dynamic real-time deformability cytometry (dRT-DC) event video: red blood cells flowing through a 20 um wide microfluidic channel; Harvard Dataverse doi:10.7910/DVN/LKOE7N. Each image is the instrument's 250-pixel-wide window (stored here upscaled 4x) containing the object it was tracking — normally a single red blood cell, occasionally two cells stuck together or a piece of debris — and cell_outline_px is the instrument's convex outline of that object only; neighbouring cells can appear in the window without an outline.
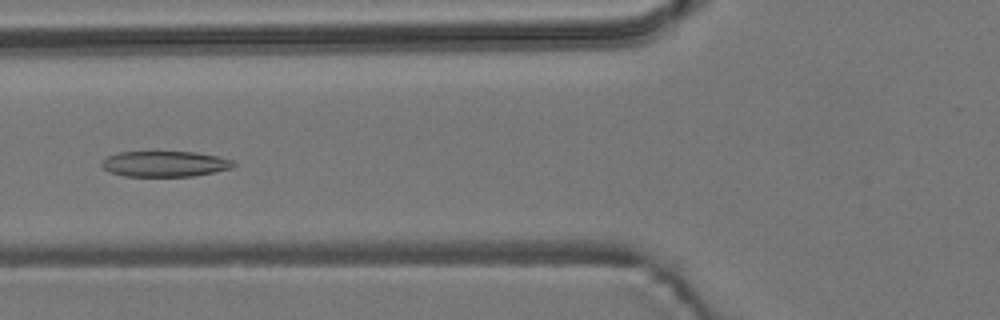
{"species": "common noctule bat (a hibernating species)", "species_latin": "Nyctalus noctula", "temperature_condition": "room temperature", "stored_images_in_passage": 54, "camera_frame_rate_fps": 3000, "um_per_image_px": 0.085, "animal": {"sex": "male", "body_mass_g": 19.2, "forearm_length_mm": 51.8}, "frame": {"image": 1, "passage_image": 20, "time_ms": 6.333, "image_size_px": [1000, 320], "cell_outline_px": [[236, 164], [228, 168], [212, 172], [192, 176], [124, 176], [108, 172], [100, 164], [100, 160], [108, 156], [120, 152], [196, 152], [216, 156], [232, 160]], "centroid_in_image_um": [13.93, 13.93], "position_along_channel_um": 111.9, "area_um2": 19.54}}
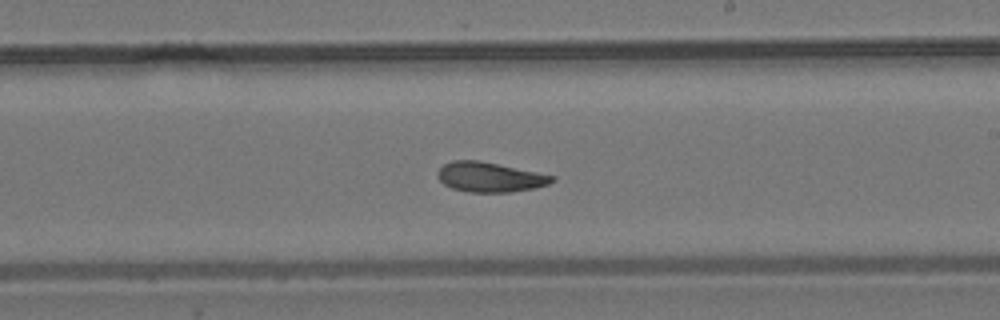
{"frame": {"image": 2, "passage_image": 31, "time_ms": 10.0, "image_size_px": [1000, 320], "cell_outline_px": [[556, 180], [548, 184], [532, 188], [512, 192], [468, 192], [452, 188], [444, 184], [436, 176], [436, 172], [444, 164], [452, 160], [480, 160], [556, 176]], "centroid_in_image_um": [41.62, 15.04], "position_along_channel_um": 247.4, "area_um2": 19.94}}
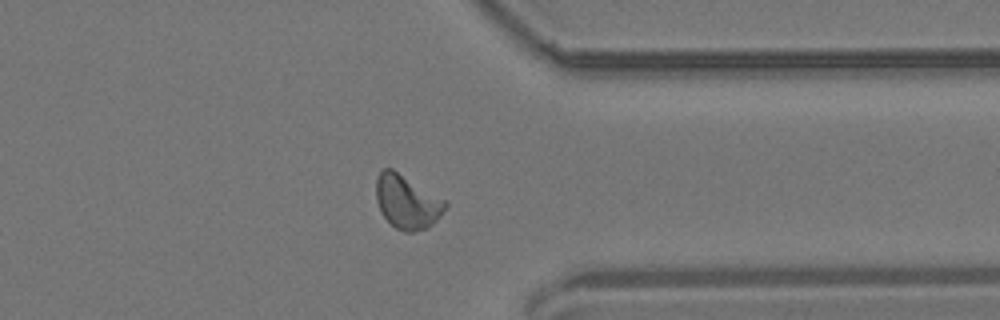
{"frame": {"image": 3, "passage_image": 42, "time_ms": 13.667, "image_size_px": [1000, 320], "cell_outline_px": [[448, 204], [436, 220], [428, 228], [412, 232], [404, 232], [396, 228], [380, 212], [376, 200], [376, 180], [380, 172], [384, 168], [392, 168], [444, 200]], "centroid_in_image_um": [34.56, 17.17], "position_along_channel_um": 376.8, "area_um2": 21.33}, "authors_computed_cell_mechanics": {"area_um2": 20.519, "velocity_mm_per_s": 3.6978, "shape_relaxation_time_tau1_ms": 10.4426, "shape_relaxation_time_tau2_ms": 4.1103, "deformation_change_tau1": 0.192, "deformation_change_tau2": 0.1107}}